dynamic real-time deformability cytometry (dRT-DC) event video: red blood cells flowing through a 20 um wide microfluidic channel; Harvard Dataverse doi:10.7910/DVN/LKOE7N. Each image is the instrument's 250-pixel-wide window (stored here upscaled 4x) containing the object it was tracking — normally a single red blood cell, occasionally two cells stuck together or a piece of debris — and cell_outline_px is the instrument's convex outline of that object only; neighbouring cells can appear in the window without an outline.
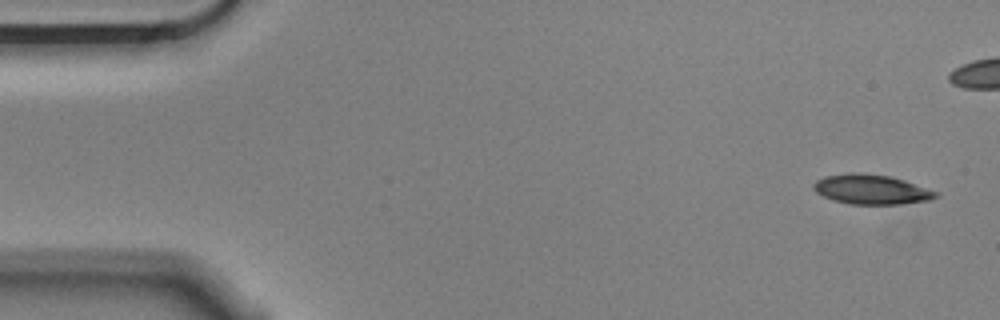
{"species": "Egyptian fruit bat (a non-hibernating species)", "species_latin": "Rousettus aegyptiacus", "temperature_condition": "cold", "stored_images_in_passage": 14, "camera_frame_rate_fps": 3000, "um_per_image_px": 0.085, "animal": {"sex": "male"}, "frame": {"image": 1, "passage_image": 1, "time_ms": 0.0, "image_size_px": [1000, 320], "cell_outline_px": [[940, 196], [928, 200], [900, 204], [848, 204], [832, 200], [816, 192], [812, 188], [812, 184], [816, 180], [824, 176], [848, 172], [856, 172], [892, 176], [940, 192]], "centroid_in_image_um": [74.05, 16.09], "position_along_channel_um": 10.9, "area_um2": 21.44}}
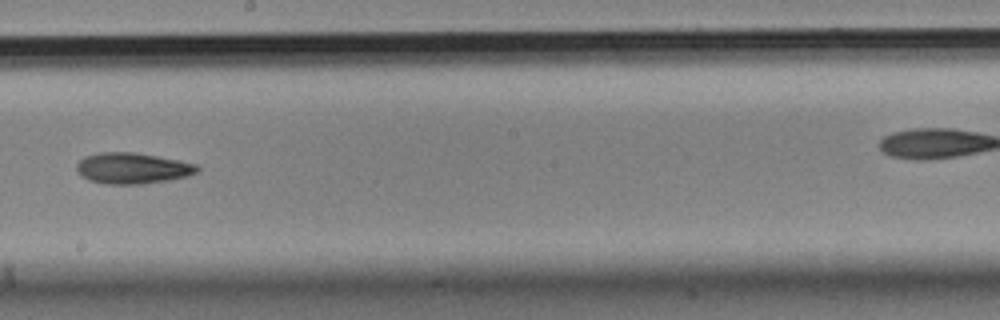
{"frame": {"image": 2, "passage_image": 8, "time_ms": 2.333, "image_size_px": [1000, 320], "cell_outline_px": [[200, 168], [196, 172], [188, 176], [168, 180], [144, 184], [100, 184], [88, 180], [76, 168], [76, 164], [84, 156], [100, 152], [136, 152], [180, 160], [196, 164]], "centroid_in_image_um": [11.26, 14.3], "position_along_channel_um": 236.9, "area_um2": 21.91}}
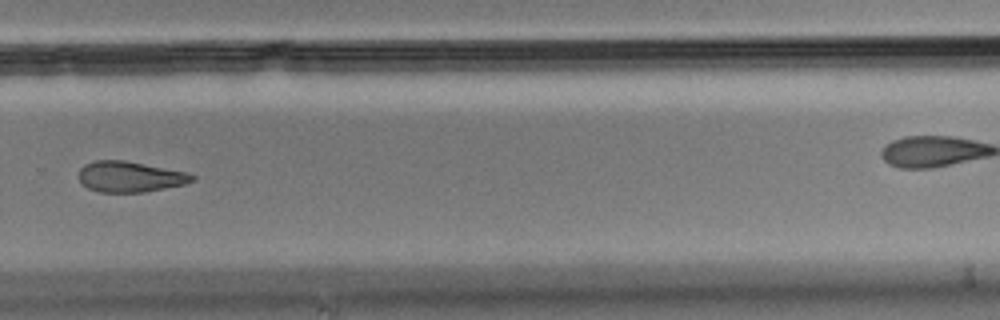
{"frame": {"image": 3, "passage_image": 10, "time_ms": 3.0, "image_size_px": [1000, 320], "cell_outline_px": [[196, 180], [184, 184], [144, 192], [100, 192], [88, 188], [80, 180], [80, 168], [84, 164], [96, 160], [124, 160], [188, 172], [196, 176]], "centroid_in_image_um": [11.08, 15.01], "position_along_channel_um": 318.7, "area_um2": 20.23}}